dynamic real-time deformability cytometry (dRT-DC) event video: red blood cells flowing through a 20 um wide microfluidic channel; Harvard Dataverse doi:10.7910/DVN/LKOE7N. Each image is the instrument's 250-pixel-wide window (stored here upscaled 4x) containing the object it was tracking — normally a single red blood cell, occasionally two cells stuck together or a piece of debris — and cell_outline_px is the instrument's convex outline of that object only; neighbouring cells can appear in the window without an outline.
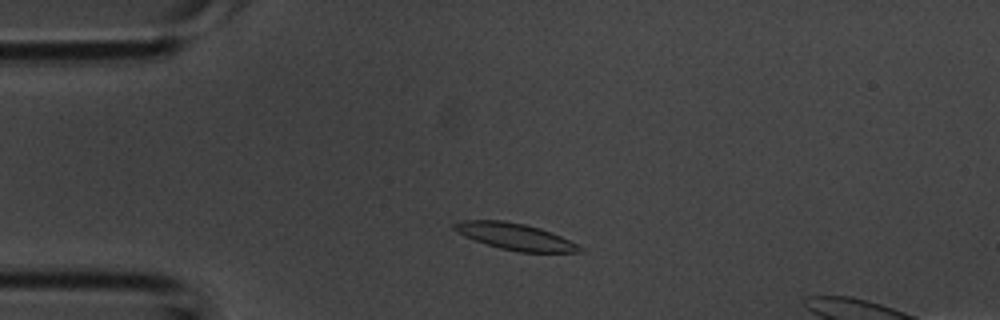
{"species": "common noctule bat (a hibernating species)", "species_latin": "Nyctalus noctula", "temperature_condition": "room temperature", "stored_images_in_passage": 40, "camera_frame_rate_fps": 3000, "um_per_image_px": 0.085, "animal": {"sex": "male", "body_mass_g": 20.1, "forearm_length_mm": 53.5}, "frame": {"image": 1, "passage_image": 6, "time_ms": 1.667, "image_size_px": [1000, 320], "cell_outline_px": [[584, 252], [520, 252], [500, 248], [464, 236], [456, 232], [452, 228], [452, 224], [460, 220], [504, 220], [524, 224], [540, 228], [552, 232], [584, 248]], "centroid_in_image_um": [43.76, 20.09], "position_along_channel_um": 41.2, "area_um2": 19.36}}
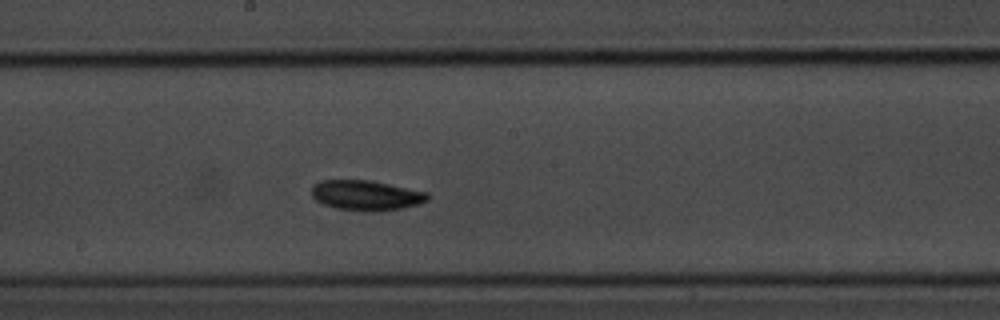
{"frame": {"image": 2, "passage_image": 19, "time_ms": 6.0, "image_size_px": [1000, 320], "cell_outline_px": [[432, 196], [428, 200], [420, 204], [400, 208], [372, 212], [368, 212], [336, 208], [324, 204], [316, 200], [312, 196], [312, 184], [320, 180], [368, 180], [428, 192]], "centroid_in_image_um": [31.13, 16.6], "position_along_channel_um": 217.1, "area_um2": 20.4}}
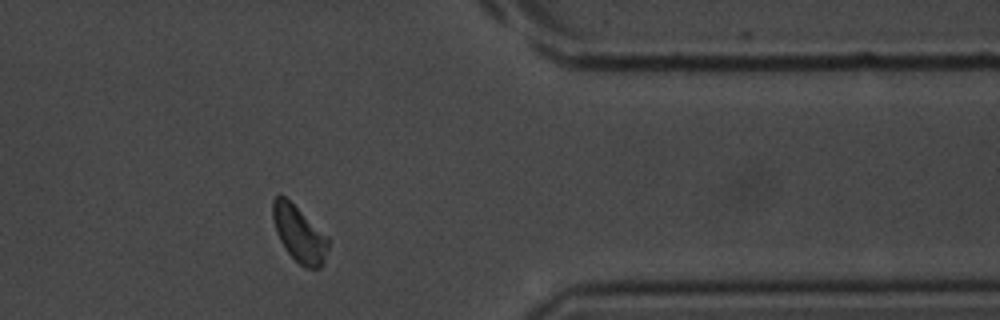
{"frame": {"image": 3, "passage_image": 31, "time_ms": 10.0, "image_size_px": [1000, 320], "cell_outline_px": [[328, 248], [324, 264], [320, 268], [304, 268], [284, 248], [276, 232], [272, 220], [272, 200], [280, 192], [328, 236]], "centroid_in_image_um": [25.42, 19.87], "position_along_channel_um": 386.0, "area_um2": 18.21}}